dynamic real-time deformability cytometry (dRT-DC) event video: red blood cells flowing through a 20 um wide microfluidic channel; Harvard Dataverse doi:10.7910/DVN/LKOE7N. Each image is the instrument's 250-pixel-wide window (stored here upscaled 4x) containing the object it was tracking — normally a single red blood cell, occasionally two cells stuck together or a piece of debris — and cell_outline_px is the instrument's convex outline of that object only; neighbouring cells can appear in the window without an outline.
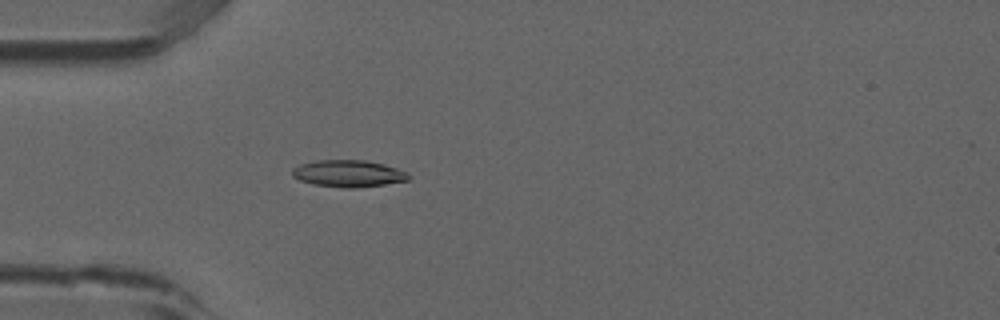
{"species": "common noctule bat (a hibernating species)", "species_latin": "Nyctalus noctula", "temperature_condition": "room temperature", "stored_images_in_passage": 5, "camera_frame_rate_fps": 3000, "um_per_image_px": 0.085, "animal": {"sex": "male", "forearm_length_mm": 52.5}, "frame": {"image": 1, "passage_image": 5, "time_ms": 1.333, "image_size_px": [1000, 320], "cell_outline_px": [[412, 176], [408, 180], [384, 184], [352, 188], [344, 188], [312, 184], [300, 180], [292, 176], [292, 168], [300, 164], [320, 160], [364, 160], [384, 164], [408, 172]], "centroid_in_image_um": [29.61, 14.75], "position_along_channel_um": 55.4, "area_um2": 18.21}}